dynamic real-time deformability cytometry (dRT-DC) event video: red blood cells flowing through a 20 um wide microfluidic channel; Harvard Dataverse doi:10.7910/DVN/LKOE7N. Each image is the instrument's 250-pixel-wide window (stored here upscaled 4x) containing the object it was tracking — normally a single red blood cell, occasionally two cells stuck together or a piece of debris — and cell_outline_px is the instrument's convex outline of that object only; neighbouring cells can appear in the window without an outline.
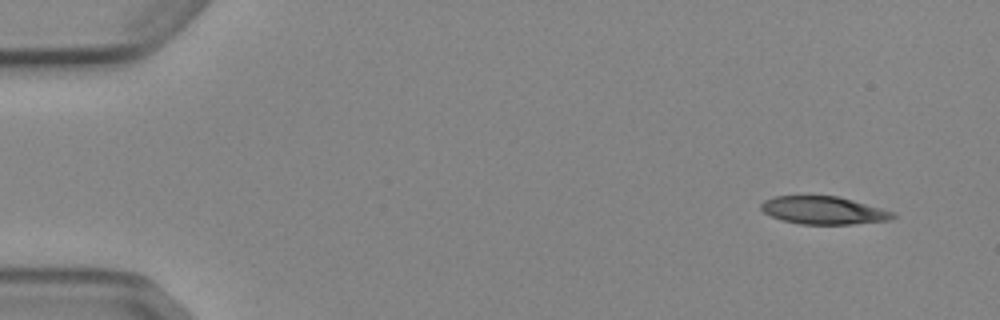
{"species": "Egyptian fruit bat (a non-hibernating species)", "species_latin": "Rousettus aegyptiacus", "temperature_condition": "cold", "stored_images_in_passage": 5, "camera_frame_rate_fps": 3000, "um_per_image_px": 0.085, "animal": {"sex": "female"}, "frame": {"image": 1, "passage_image": 1, "time_ms": 0.0, "image_size_px": [1000, 320], "cell_outline_px": [[896, 216], [888, 220], [852, 224], [800, 224], [780, 220], [764, 212], [760, 208], [760, 204], [764, 200], [772, 196], [840, 196], [896, 212]], "centroid_in_image_um": [70.0, 17.87], "position_along_channel_um": 15.0, "area_um2": 21.5}}
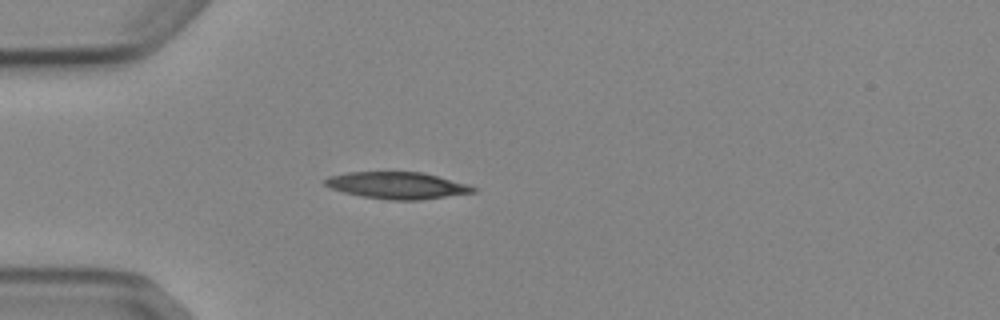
{"frame": {"image": 2, "passage_image": 4, "time_ms": 3.667, "image_size_px": [1000, 320], "cell_outline_px": [[476, 192], [420, 200], [388, 200], [360, 196], [344, 192], [332, 188], [324, 184], [324, 180], [328, 176], [348, 172], [424, 172], [468, 184], [476, 188]], "centroid_in_image_um": [33.77, 15.76], "position_along_channel_um": 51.2, "area_um2": 23.18}}